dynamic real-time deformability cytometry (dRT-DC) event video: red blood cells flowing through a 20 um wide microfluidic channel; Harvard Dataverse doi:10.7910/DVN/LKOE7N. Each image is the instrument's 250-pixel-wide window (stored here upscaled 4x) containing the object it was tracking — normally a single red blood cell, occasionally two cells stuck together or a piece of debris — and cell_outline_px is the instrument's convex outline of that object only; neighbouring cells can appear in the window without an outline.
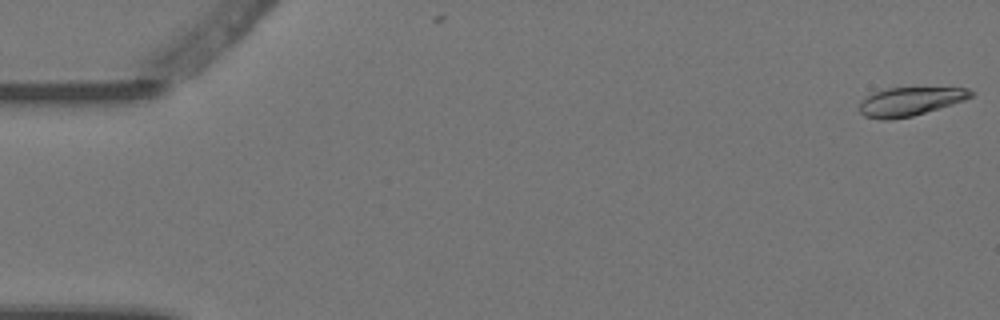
{"species": "Egyptian fruit bat (a non-hibernating species)", "species_latin": "Rousettus aegyptiacus", "temperature_condition": "warm", "stored_images_in_passage": 2, "camera_frame_rate_fps": 3000, "um_per_image_px": 0.085, "animal": {"sex": "female"}, "frame": {"image": 1, "passage_image": 1, "time_ms": 0.0, "image_size_px": [1000, 320], "cell_outline_px": [[976, 92], [972, 96], [964, 100], [952, 104], [912, 116], [892, 120], [880, 120], [864, 116], [860, 112], [860, 100], [872, 92], [884, 88], [968, 88]], "centroid_in_image_um": [77.31, 8.63], "position_along_channel_um": 7.7, "area_um2": 18.67}}